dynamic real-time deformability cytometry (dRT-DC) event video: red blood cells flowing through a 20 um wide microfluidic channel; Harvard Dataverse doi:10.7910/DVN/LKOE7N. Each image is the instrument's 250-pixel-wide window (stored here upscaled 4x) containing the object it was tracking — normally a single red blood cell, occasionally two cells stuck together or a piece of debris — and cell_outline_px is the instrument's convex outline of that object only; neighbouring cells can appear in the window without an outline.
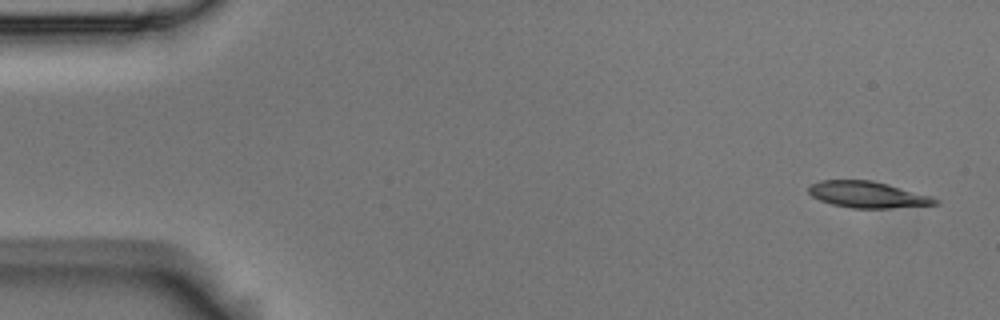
{"species": "Egyptian fruit bat (a non-hibernating species)", "species_latin": "Rousettus aegyptiacus", "temperature_condition": "room temperature", "stored_images_in_passage": 5, "camera_frame_rate_fps": 3000, "um_per_image_px": 0.085, "animal": {"sex": "male"}, "frame": {"image": 1, "passage_image": 1, "time_ms": 0.0, "image_size_px": [1000, 320], "cell_outline_px": [[940, 204], [888, 208], [852, 208], [832, 204], [820, 200], [812, 196], [808, 192], [808, 188], [812, 184], [820, 180], [872, 180], [888, 184], [932, 196], [940, 200]], "centroid_in_image_um": [73.77, 16.54], "position_along_channel_um": 11.2, "area_um2": 19.42}}
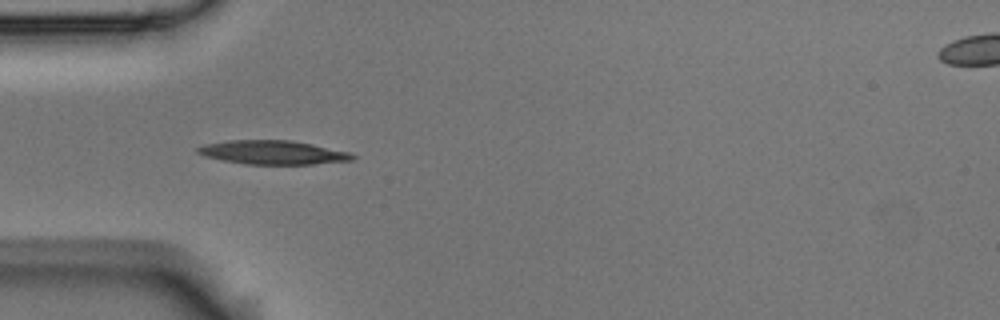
{"frame": {"image": 2, "passage_image": 5, "time_ms": 1.333, "image_size_px": [1000, 320], "cell_outline_px": [[356, 156], [352, 160], [312, 164], [244, 164], [204, 156], [196, 152], [196, 148], [204, 144], [228, 140], [292, 140], [312, 144], [348, 152]], "centroid_in_image_um": [23.15, 12.95], "position_along_channel_um": 61.8, "area_um2": 21.39}}